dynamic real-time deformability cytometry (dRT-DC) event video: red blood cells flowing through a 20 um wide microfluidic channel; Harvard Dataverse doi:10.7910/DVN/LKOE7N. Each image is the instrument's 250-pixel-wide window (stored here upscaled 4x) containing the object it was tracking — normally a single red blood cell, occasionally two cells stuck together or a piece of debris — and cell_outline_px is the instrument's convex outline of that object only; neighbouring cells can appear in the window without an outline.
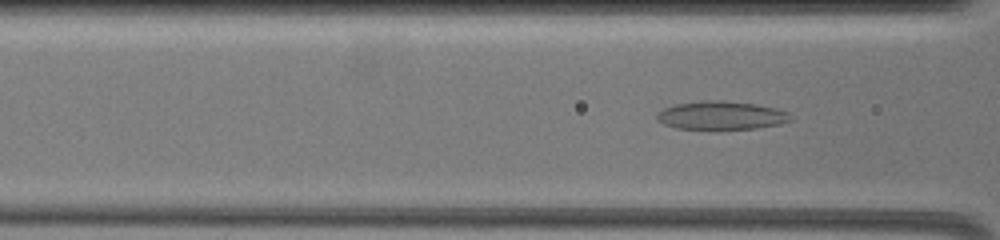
{"species": "common noctule bat (a hibernating species)", "species_latin": "Nyctalus noctula", "temperature_condition": "warm", "stored_images_in_passage": 18, "segment_of_instrument_passage": [1, 2], "camera_frame_rate_fps": 3000, "um_per_image_px": 0.085, "animal": {"sex": "female", "body_mass_g": 19.5, "forearm_length_mm": 54.1}, "frame": {"image": 1, "passage_image": 8, "time_ms": 3.667, "image_size_px": [1000, 240], "cell_outline_px": [[792, 120], [780, 124], [756, 128], [716, 132], [712, 132], [676, 128], [664, 124], [656, 120], [656, 112], [664, 108], [676, 104], [704, 100], [724, 100], [756, 104], [776, 108], [788, 112]], "centroid_in_image_um": [61.27, 9.85], "position_along_channel_um": 105.3, "area_um2": 23.18}}
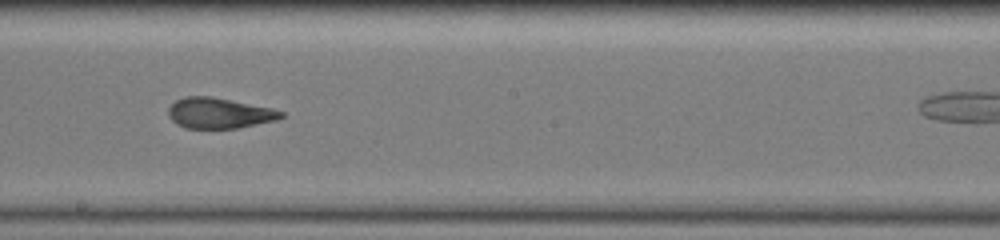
{"frame": {"image": 2, "passage_image": 15, "time_ms": 7.333, "image_size_px": [1000, 240], "cell_outline_px": [[284, 116], [276, 120], [236, 128], [184, 128], [176, 124], [168, 116], [168, 108], [176, 100], [184, 96], [212, 96], [272, 108], [284, 112]], "centroid_in_image_um": [18.6, 9.61], "position_along_channel_um": 229.6, "area_um2": 20.11}}
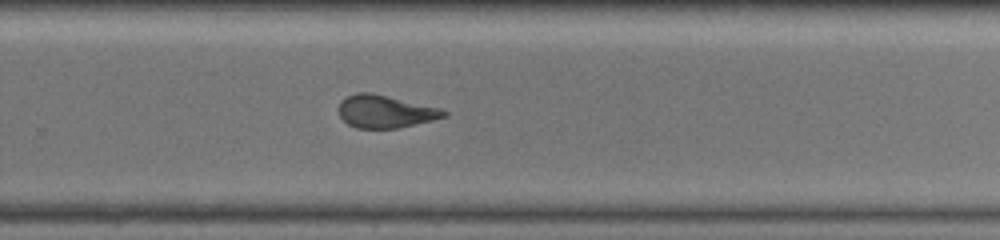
{"frame": {"image": 3, "passage_image": 17, "time_ms": 9.333, "image_size_px": [1000, 240], "cell_outline_px": [[448, 116], [400, 128], [356, 128], [348, 124], [340, 116], [336, 108], [340, 100], [356, 92], [372, 92], [440, 108], [448, 112]], "centroid_in_image_um": [32.71, 9.47], "position_along_channel_um": 297.1, "area_um2": 20.23}}